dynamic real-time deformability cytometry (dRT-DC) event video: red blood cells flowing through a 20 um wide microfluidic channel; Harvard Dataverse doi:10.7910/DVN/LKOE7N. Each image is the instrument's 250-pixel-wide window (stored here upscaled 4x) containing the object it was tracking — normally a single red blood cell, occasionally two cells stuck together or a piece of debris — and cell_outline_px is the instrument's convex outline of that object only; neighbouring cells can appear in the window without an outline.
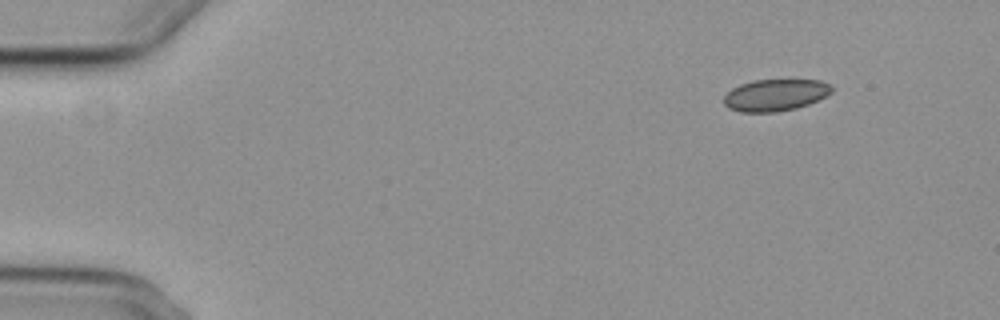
{"species": "common noctule bat (a hibernating species)", "species_latin": "Nyctalus noctula", "temperature_condition": "cold", "stored_images_in_passage": 4, "camera_frame_rate_fps": 3000, "um_per_image_px": 0.085, "animal": {"sex": "female", "body_mass_g": 29.2, "forearm_length_mm": 56.3}, "frame": {"image": 1, "passage_image": 1, "time_ms": 0.0, "image_size_px": [1000, 320], "cell_outline_px": [[832, 92], [808, 104], [796, 108], [776, 112], [740, 112], [728, 108], [724, 104], [724, 96], [732, 88], [740, 84], [752, 80], [820, 80], [832, 84]], "centroid_in_image_um": [65.88, 8.07], "position_along_channel_um": 19.1, "area_um2": 20.0}}
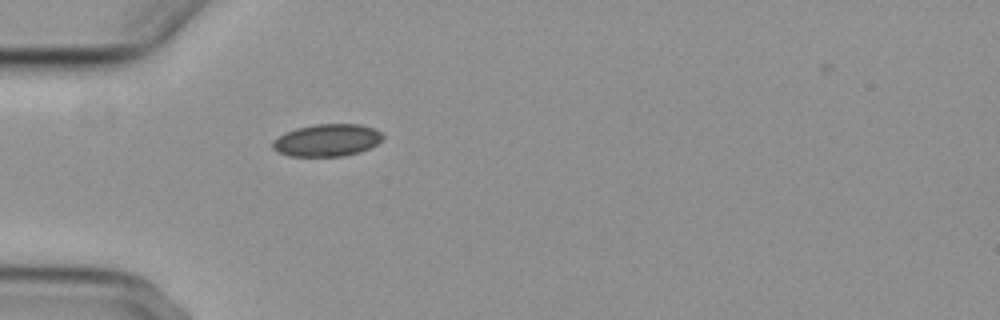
{"frame": {"image": 2, "passage_image": 4, "time_ms": 3.667, "image_size_px": [1000, 320], "cell_outline_px": [[384, 136], [376, 144], [360, 152], [344, 156], [288, 156], [276, 152], [272, 148], [272, 140], [284, 132], [296, 128], [316, 124], [360, 124], [372, 128], [380, 132]], "centroid_in_image_um": [27.74, 11.92], "position_along_channel_um": 57.3, "area_um2": 20.81}}